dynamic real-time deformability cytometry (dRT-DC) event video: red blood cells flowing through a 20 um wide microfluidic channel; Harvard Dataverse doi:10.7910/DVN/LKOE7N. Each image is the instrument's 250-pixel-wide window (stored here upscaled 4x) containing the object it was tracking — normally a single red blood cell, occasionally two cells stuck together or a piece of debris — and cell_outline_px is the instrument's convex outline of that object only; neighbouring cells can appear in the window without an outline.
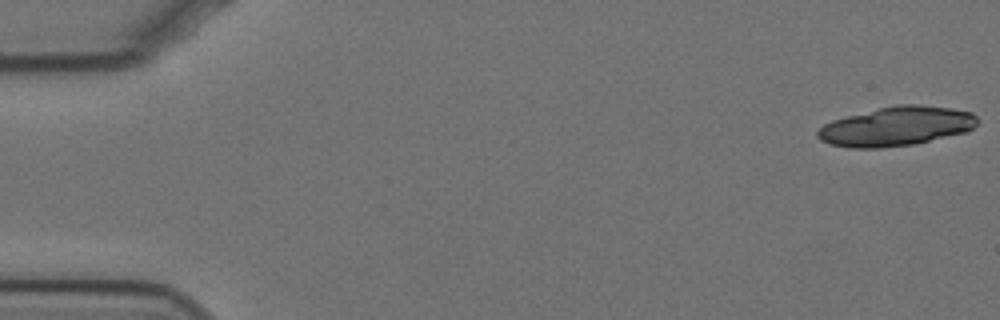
{"species": "Egyptian fruit bat (a non-hibernating species)", "species_latin": "Rousettus aegyptiacus", "temperature_condition": "cold", "stored_images_in_passage": 21, "camera_frame_rate_fps": 3000, "um_per_image_px": 0.085, "animal": {"sex": "female"}, "frame": {"image": 1, "passage_image": 1, "time_ms": 0.0, "image_size_px": [1000, 320], "cell_outline_px": [[980, 120], [972, 128], [964, 132], [912, 144], [880, 148], [852, 148], [832, 144], [820, 140], [816, 136], [816, 132], [824, 124], [832, 120], [896, 104], [920, 104], [952, 108], [972, 112]], "centroid_in_image_um": [76.19, 10.73], "position_along_channel_um": 8.8, "area_um2": 36.24}}